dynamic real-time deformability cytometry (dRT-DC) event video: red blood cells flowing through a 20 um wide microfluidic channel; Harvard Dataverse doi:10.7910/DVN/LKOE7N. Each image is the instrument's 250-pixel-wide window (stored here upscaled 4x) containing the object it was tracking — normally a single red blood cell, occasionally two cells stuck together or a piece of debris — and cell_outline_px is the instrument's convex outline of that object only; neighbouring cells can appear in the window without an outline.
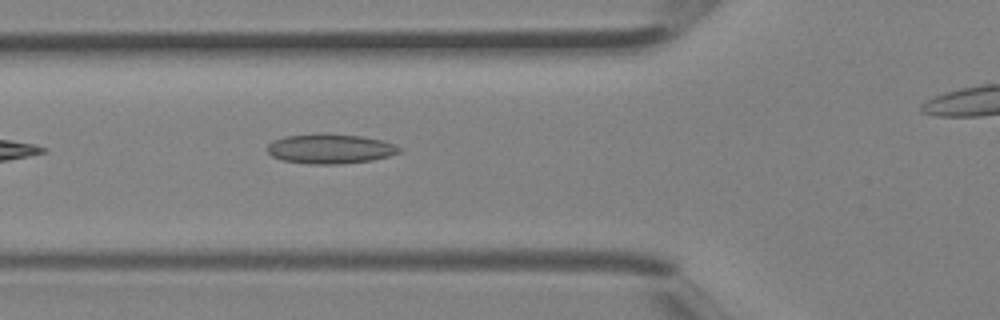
{"species": "Egyptian fruit bat (a non-hibernating species)", "species_latin": "Rousettus aegyptiacus", "temperature_condition": "room temperature", "stored_images_in_passage": 3, "segment_of_instrument_passage": [1, 2], "camera_frame_rate_fps": 3000, "um_per_image_px": 0.085, "animal": {"sex": "female"}, "frame": {"image": 1, "passage_image": 2, "time_ms": 0.333, "image_size_px": [1000, 320], "cell_outline_px": [[404, 148], [400, 152], [388, 156], [372, 160], [340, 164], [312, 164], [284, 160], [272, 156], [268, 152], [268, 144], [284, 136], [360, 136], [380, 140], [396, 144]], "centroid_in_image_um": [28.14, 12.69], "position_along_channel_um": 97.7, "area_um2": 21.85}}